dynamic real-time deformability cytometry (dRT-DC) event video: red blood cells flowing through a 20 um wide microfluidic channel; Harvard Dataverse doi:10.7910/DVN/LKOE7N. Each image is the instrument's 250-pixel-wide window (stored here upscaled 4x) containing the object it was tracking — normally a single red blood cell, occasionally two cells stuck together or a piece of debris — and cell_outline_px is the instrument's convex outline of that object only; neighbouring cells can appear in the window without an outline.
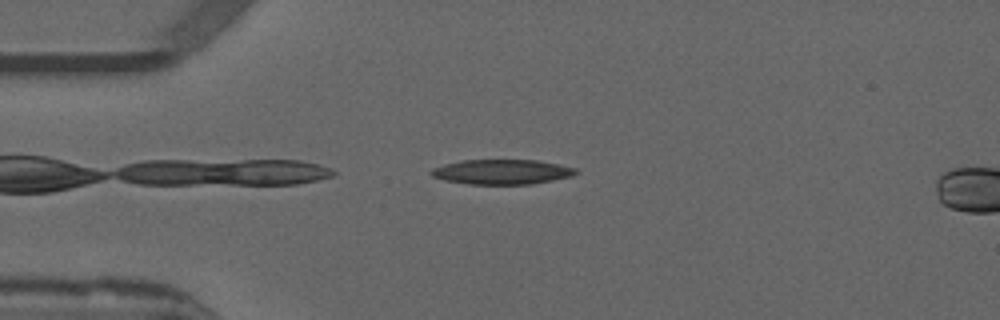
{"species": "common noctule bat (a hibernating species)", "species_latin": "Nyctalus noctula", "temperature_condition": "warm", "stored_images_in_passage": 5, "camera_frame_rate_fps": 3000, "um_per_image_px": 0.085, "animal": {"sex": "male", "forearm_length_mm": 52.5}, "frame": {"image": 1, "passage_image": 2, "time_ms": 0.333, "image_size_px": [1000, 320], "cell_outline_px": [[580, 172], [572, 176], [532, 184], [468, 184], [444, 180], [432, 176], [428, 172], [432, 168], [444, 164], [464, 160], [536, 160], [576, 168]], "centroid_in_image_um": [42.64, 14.61], "position_along_channel_um": 42.4, "area_um2": 20.92}}